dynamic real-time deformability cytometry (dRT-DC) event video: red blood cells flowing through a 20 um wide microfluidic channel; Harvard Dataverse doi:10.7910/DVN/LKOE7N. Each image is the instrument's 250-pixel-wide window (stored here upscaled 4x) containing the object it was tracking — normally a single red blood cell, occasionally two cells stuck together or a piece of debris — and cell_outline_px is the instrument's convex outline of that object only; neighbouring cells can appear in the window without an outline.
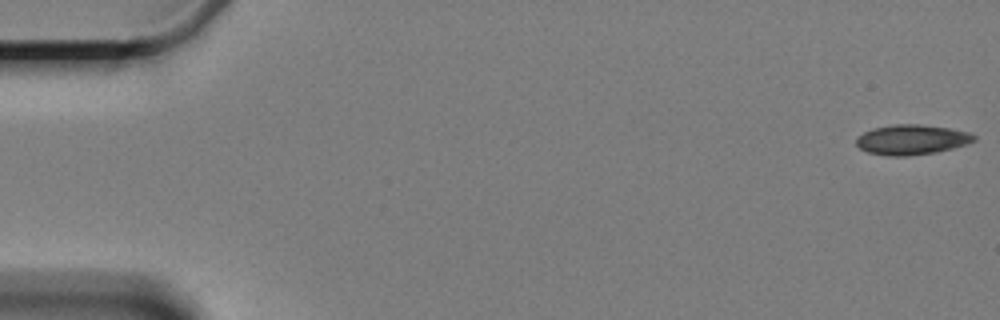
{"species": "Egyptian fruit bat (a non-hibernating species)", "species_latin": "Rousettus aegyptiacus", "temperature_condition": "cold", "stored_images_in_passage": 6, "camera_frame_rate_fps": 3000, "um_per_image_px": 0.085, "animal": {"sex": "female"}, "frame": {"image": 1, "passage_image": 1, "time_ms": 0.0, "image_size_px": [1000, 320], "cell_outline_px": [[976, 140], [964, 144], [936, 152], [904, 156], [888, 156], [868, 152], [860, 148], [856, 144], [856, 140], [864, 132], [872, 128], [896, 124], [920, 124], [948, 128], [968, 132], [976, 136]], "centroid_in_image_um": [77.47, 11.86], "position_along_channel_um": 7.5, "area_um2": 20.29}}
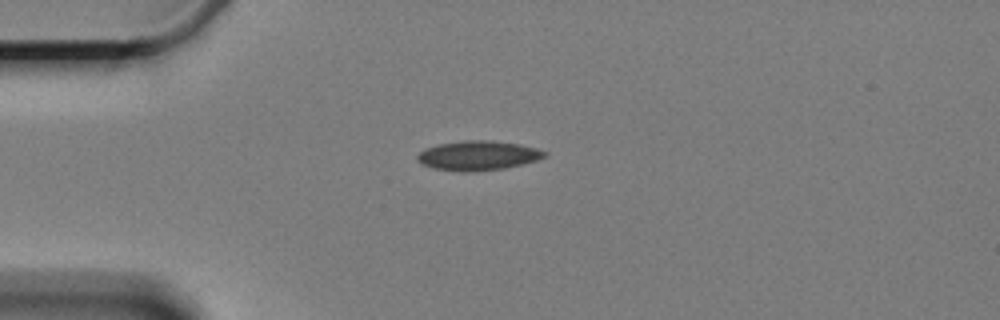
{"frame": {"image": 2, "passage_image": 5, "time_ms": 4.667, "image_size_px": [1000, 320], "cell_outline_px": [[548, 156], [536, 160], [504, 168], [436, 168], [420, 164], [416, 160], [416, 156], [424, 148], [440, 144], [464, 140], [492, 140], [516, 144], [536, 148], [548, 152]], "centroid_in_image_um": [40.65, 13.16], "position_along_channel_um": 44.4, "area_um2": 20.69}}